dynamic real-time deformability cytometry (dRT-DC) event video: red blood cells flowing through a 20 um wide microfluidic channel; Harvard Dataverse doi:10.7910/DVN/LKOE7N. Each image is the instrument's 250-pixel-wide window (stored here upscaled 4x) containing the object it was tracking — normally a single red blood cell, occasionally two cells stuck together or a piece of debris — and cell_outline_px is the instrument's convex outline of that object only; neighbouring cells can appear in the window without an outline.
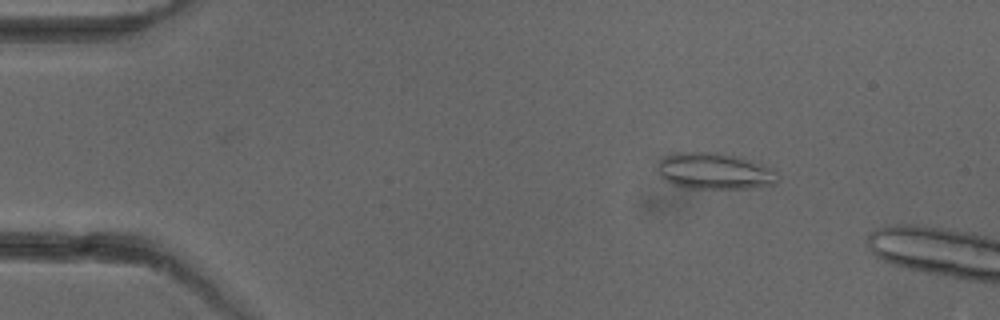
{"species": "common noctule bat (a hibernating species)", "species_latin": "Nyctalus noctula", "temperature_condition": "cold", "stored_images_in_passage": 2, "camera_frame_rate_fps": 3000, "um_per_image_px": 0.085, "animal": {"sex": "female"}, "frame": {"image": 1, "passage_image": 1, "time_ms": 0.0, "image_size_px": [1000, 320], "cell_outline_px": [[780, 176], [776, 184], [744, 188], [688, 188], [672, 184], [664, 180], [660, 176], [656, 168], [660, 160], [664, 156], [676, 152], [716, 152], [740, 156], [772, 168]], "centroid_in_image_um": [60.72, 14.53], "position_along_channel_um": 24.3, "area_um2": 25.72}}